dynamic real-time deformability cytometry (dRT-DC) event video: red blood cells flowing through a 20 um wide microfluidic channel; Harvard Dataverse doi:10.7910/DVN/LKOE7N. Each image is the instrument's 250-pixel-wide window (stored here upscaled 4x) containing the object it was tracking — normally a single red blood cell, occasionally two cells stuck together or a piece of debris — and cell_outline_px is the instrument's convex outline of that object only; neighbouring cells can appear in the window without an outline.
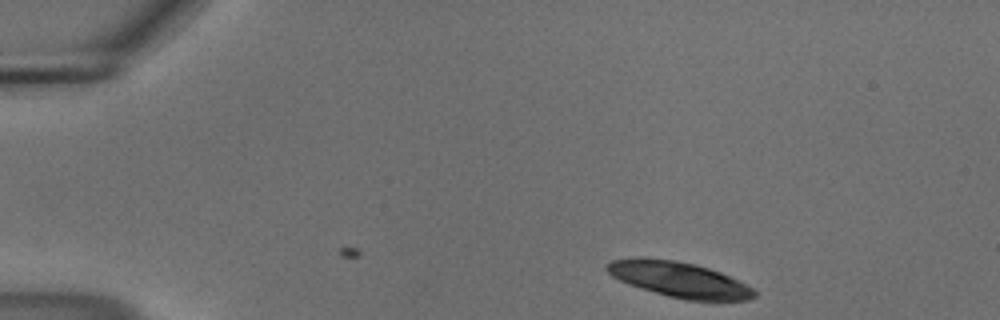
{"species": "common noctule bat (a hibernating species)", "species_latin": "Nyctalus noctula", "temperature_condition": "cold", "stored_images_in_passage": 3, "camera_frame_rate_fps": 3000, "um_per_image_px": 0.085, "animal": {"sex": "male", "body_mass_g": 18.8}, "frame": {"image": 1, "passage_image": 3, "time_ms": 0.667, "image_size_px": [1000, 320], "cell_outline_px": [[756, 296], [748, 300], [684, 300], [668, 296], [628, 284], [612, 276], [604, 268], [604, 264], [612, 260], [636, 256], [676, 260], [696, 264], [720, 272], [752, 288], [756, 292]], "centroid_in_image_um": [57.66, 23.74], "position_along_channel_um": 27.3, "area_um2": 30.4}}